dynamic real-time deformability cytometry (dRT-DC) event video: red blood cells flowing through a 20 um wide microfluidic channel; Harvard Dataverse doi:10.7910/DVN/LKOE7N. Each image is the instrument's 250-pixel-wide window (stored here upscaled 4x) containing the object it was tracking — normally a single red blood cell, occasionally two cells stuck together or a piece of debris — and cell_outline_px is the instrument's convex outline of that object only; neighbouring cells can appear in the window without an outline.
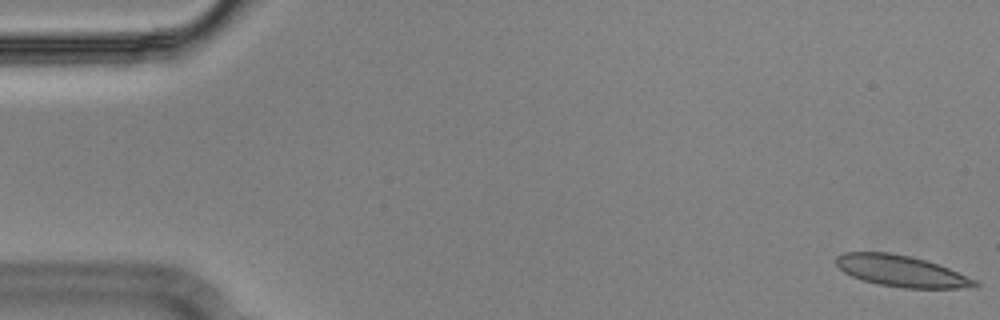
{"species": "Egyptian fruit bat (a non-hibernating species)", "species_latin": "Rousettus aegyptiacus", "temperature_condition": "cold", "stored_images_in_passage": 55, "camera_frame_rate_fps": 3000, "um_per_image_px": 0.085, "animal": {"sex": "male"}, "frame": {"image": 1, "passage_image": 1, "time_ms": 0.0, "image_size_px": [1000, 320], "cell_outline_px": [[980, 284], [976, 288], [904, 288], [880, 284], [864, 280], [852, 276], [844, 272], [836, 264], [836, 256], [844, 252], [888, 252], [908, 256], [924, 260], [948, 268], [980, 280]], "centroid_in_image_um": [76.68, 23.05], "position_along_channel_um": 8.3, "area_um2": 25.26}}
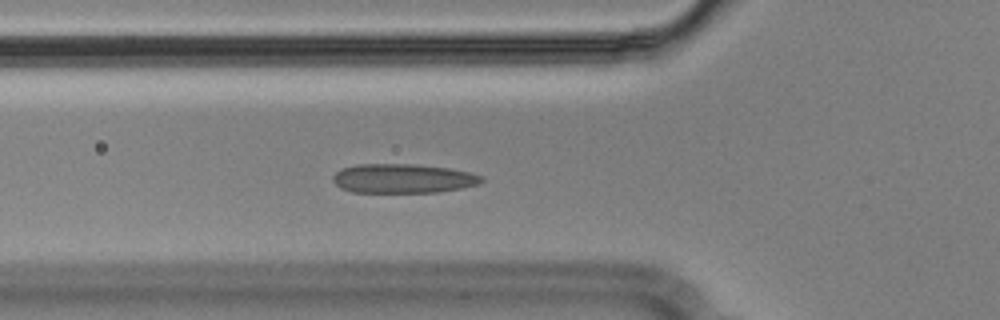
{"frame": {"image": 2, "passage_image": 19, "time_ms": 6.0, "image_size_px": [1000, 320], "cell_outline_px": [[484, 180], [480, 184], [440, 192], [352, 192], [340, 188], [332, 180], [332, 176], [340, 168], [356, 164], [412, 164], [448, 168], [472, 172], [484, 176]], "centroid_in_image_um": [34.26, 15.17], "position_along_channel_um": 91.5, "area_um2": 25.55}}
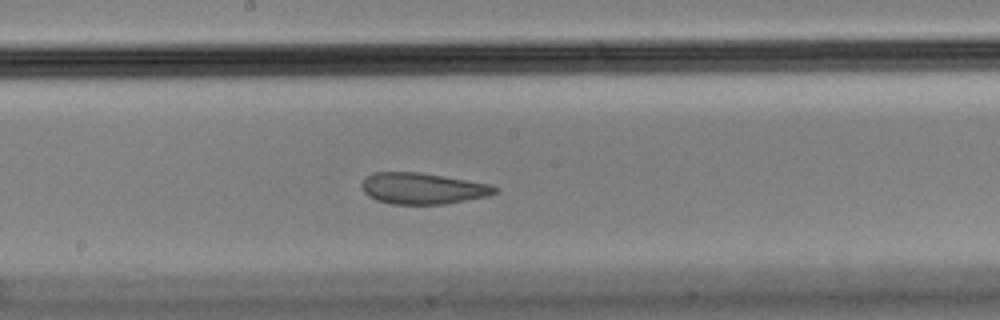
{"frame": {"image": 3, "passage_image": 29, "time_ms": 9.333, "image_size_px": [1000, 320], "cell_outline_px": [[500, 188], [496, 192], [488, 196], [444, 204], [388, 204], [376, 200], [368, 196], [364, 192], [360, 184], [364, 176], [376, 172], [420, 172], [492, 184]], "centroid_in_image_um": [35.91, 16.01], "position_along_channel_um": 212.3, "area_um2": 24.51}, "authors_computed_cell_mechanics": {"area_um2": 26.01, "velocity_mm_per_s": 3.6004, "shape_relaxation_time_tau1_ms": null, "shape_relaxation_time_tau2_ms": 1.4909, "deformation_change_tau1": null, "deformation_change_tau2": 0.0656}}